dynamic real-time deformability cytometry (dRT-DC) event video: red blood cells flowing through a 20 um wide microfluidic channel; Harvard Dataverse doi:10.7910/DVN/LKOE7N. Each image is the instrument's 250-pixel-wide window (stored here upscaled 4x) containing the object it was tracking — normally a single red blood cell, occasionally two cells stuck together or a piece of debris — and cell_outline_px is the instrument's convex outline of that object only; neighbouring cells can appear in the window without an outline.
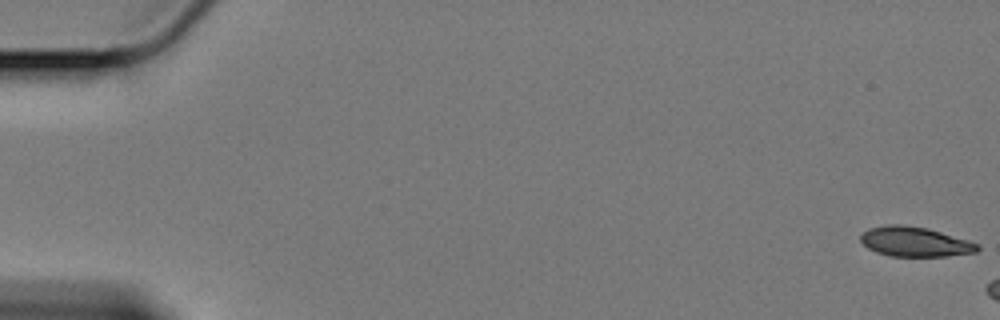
{"species": "Egyptian fruit bat (a non-hibernating species)", "species_latin": "Rousettus aegyptiacus", "temperature_condition": "cold", "stored_images_in_passage": 11, "camera_frame_rate_fps": 3000, "um_per_image_px": 0.085, "animal": {"sex": "female"}, "frame": {"image": 1, "passage_image": 1, "time_ms": 0.0, "image_size_px": [1000, 320], "cell_outline_px": [[980, 248], [976, 252], [948, 256], [892, 256], [876, 252], [868, 248], [860, 240], [860, 236], [868, 228], [884, 224], [904, 224], [928, 228], [968, 240], [980, 244]], "centroid_in_image_um": [77.77, 20.53], "position_along_channel_um": 7.2, "area_um2": 20.4}}